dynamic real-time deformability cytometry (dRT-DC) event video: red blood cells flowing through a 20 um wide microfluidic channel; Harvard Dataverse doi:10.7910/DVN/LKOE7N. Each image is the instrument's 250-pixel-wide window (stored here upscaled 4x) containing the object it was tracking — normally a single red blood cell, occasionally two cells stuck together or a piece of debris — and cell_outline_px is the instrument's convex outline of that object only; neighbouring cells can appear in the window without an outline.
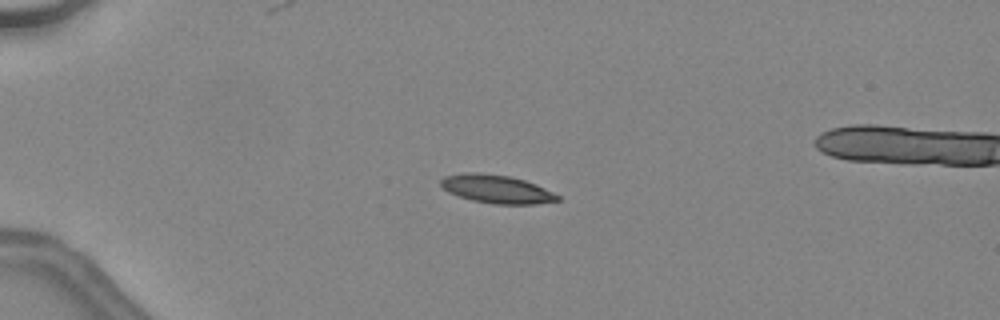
{"species": "common noctule bat (a hibernating species)", "species_latin": "Nyctalus noctula", "temperature_condition": "warm", "stored_images_in_passage": 28, "camera_frame_rate_fps": 3000, "um_per_image_px": 0.085, "animal": {"sex": "female", "body_mass_g": 24.6, "forearm_length_mm": 56.2}, "frame": {"image": 1, "passage_image": 1, "time_ms": 0.0, "image_size_px": [1000, 320], "cell_outline_px": [[560, 200], [536, 204], [492, 204], [472, 200], [448, 192], [440, 184], [440, 180], [444, 176], [468, 172], [480, 172], [508, 176], [524, 180], [536, 184], [560, 196]], "centroid_in_image_um": [42.21, 16.07], "position_along_channel_um": 42.8, "area_um2": 19.19}}
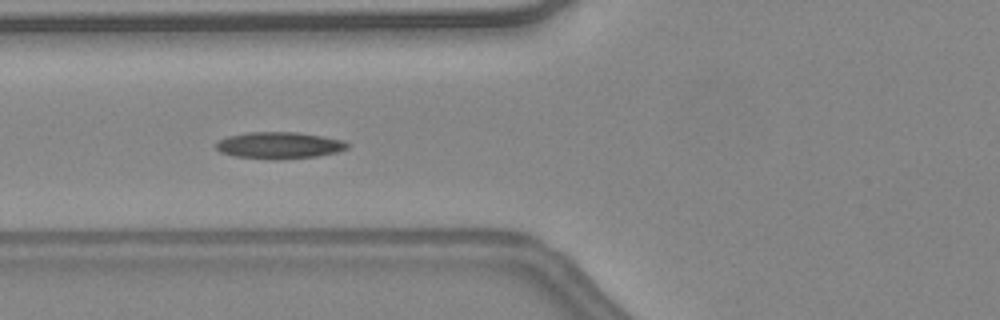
{"frame": {"image": 2, "passage_image": 8, "time_ms": 2.333, "image_size_px": [1000, 320], "cell_outline_px": [[348, 148], [336, 152], [316, 156], [276, 160], [268, 160], [236, 156], [220, 152], [216, 148], [216, 144], [220, 140], [228, 136], [248, 132], [296, 132], [344, 140], [348, 144]], "centroid_in_image_um": [23.72, 12.36], "position_along_channel_um": 102.1, "area_um2": 20.35}, "authors_computed_cell_mechanics": {"area_um2": 19.3919, "velocity_mm_per_s": 4.5505, "shape_relaxation_time_tau1_ms": 6.9351, "shape_relaxation_time_tau2_ms": 2.0863, "deformation_change_tau1": 0.2126, "deformation_change_tau2": 0.0717}}